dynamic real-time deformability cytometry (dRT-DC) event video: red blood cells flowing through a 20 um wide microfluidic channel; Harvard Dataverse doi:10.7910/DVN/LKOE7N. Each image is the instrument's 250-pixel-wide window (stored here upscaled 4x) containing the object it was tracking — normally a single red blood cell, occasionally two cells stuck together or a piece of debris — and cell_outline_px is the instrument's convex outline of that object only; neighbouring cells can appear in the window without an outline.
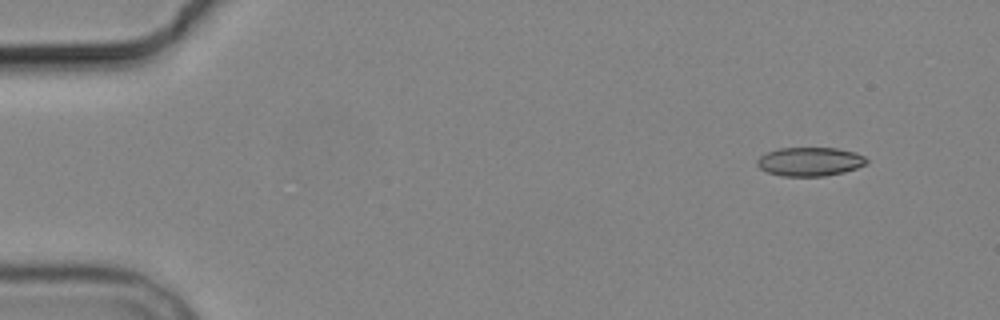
{"species": "common noctule bat (a hibernating species)", "species_latin": "Nyctalus noctula", "temperature_condition": "cold", "stored_images_in_passage": 4, "segment_of_instrument_passage": [2, 2], "camera_frame_rate_fps": 3000, "um_per_image_px": 0.085, "animal": {"sex": "male", "body_mass_g": 19.2, "forearm_length_mm": 51.8}, "frame": {"image": 1, "passage_image": 4, "time_ms": 3.667, "image_size_px": [1000, 320], "cell_outline_px": [[868, 164], [844, 172], [824, 176], [784, 176], [768, 172], [760, 168], [756, 164], [756, 160], [760, 156], [768, 152], [780, 148], [836, 148], [856, 152], [864, 156], [868, 160]], "centroid_in_image_um": [68.86, 13.73], "position_along_channel_um": 16.1, "area_um2": 18.38}}